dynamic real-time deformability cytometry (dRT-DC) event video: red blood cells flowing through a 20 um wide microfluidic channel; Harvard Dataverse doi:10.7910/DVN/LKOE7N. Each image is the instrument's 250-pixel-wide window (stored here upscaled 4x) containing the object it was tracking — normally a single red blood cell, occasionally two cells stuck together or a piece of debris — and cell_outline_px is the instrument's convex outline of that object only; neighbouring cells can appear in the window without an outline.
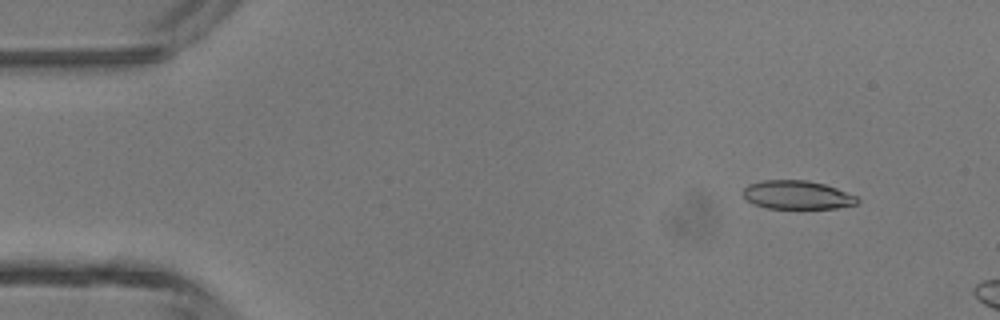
{"species": "common noctule bat (a hibernating species)", "species_latin": "Nyctalus noctula", "temperature_condition": "room temperature", "stored_images_in_passage": 3, "camera_frame_rate_fps": 3000, "um_per_image_px": 0.085, "animal": {"sex": "male", "body_mass_g": 13.3}, "frame": {"image": 1, "passage_image": 1, "time_ms": 0.0, "image_size_px": [1000, 320], "cell_outline_px": [[860, 200], [856, 204], [836, 208], [768, 208], [752, 204], [744, 196], [744, 188], [748, 184], [764, 180], [804, 180], [824, 184], [836, 188], [856, 196]], "centroid_in_image_um": [67.75, 16.57], "position_along_channel_um": 17.3, "area_um2": 18.84}}